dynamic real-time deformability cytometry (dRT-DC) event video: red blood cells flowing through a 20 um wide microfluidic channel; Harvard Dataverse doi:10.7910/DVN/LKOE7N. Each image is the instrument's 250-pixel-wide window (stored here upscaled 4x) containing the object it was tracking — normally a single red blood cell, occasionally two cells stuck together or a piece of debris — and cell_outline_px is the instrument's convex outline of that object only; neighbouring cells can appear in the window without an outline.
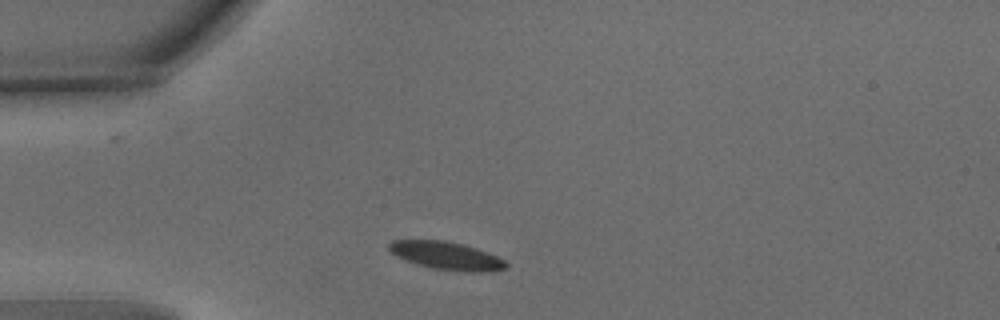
{"species": "common noctule bat (a hibernating species)", "species_latin": "Nyctalus noctula", "temperature_condition": "warm", "stored_images_in_passage": 35, "camera_frame_rate_fps": 3000, "um_per_image_px": 0.085, "animal": {"sex": "male", "body_mass_g": 15.6}, "frame": {"image": 1, "passage_image": 1, "time_ms": 0.0, "image_size_px": [1000, 320], "cell_outline_px": [[508, 268], [488, 272], [464, 272], [432, 268], [416, 264], [404, 260], [396, 256], [388, 248], [388, 244], [392, 240], [444, 240], [476, 248], [496, 256], [504, 260], [508, 264]], "centroid_in_image_um": [37.95, 21.75], "position_along_channel_um": 47.1, "area_um2": 19.07}}
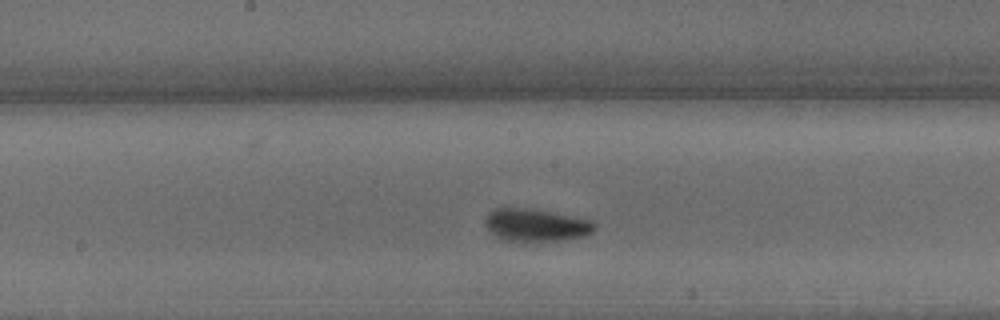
{"frame": {"image": 2, "passage_image": 15, "time_ms": 4.667, "image_size_px": [1000, 320], "cell_outline_px": [[596, 228], [592, 232], [584, 236], [568, 240], [504, 240], [496, 236], [484, 224], [484, 220], [488, 212], [496, 208], [528, 208], [552, 212], [592, 220], [596, 224]], "centroid_in_image_um": [45.57, 19.12], "position_along_channel_um": 202.6, "area_um2": 20.63}}
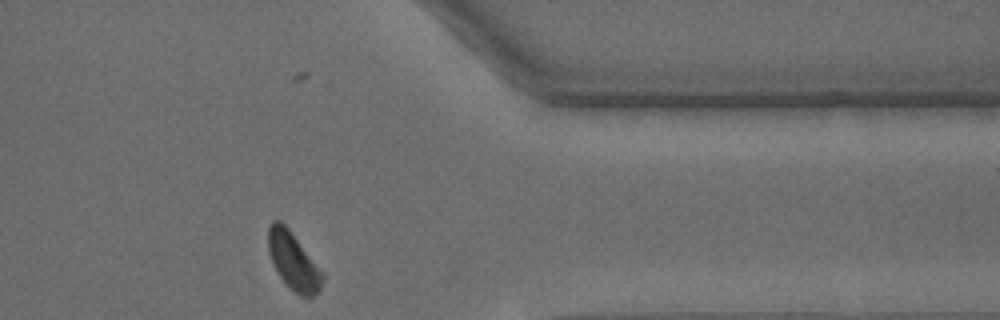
{"frame": {"image": 3, "passage_image": 31, "time_ms": 10.0, "image_size_px": [1000, 320], "cell_outline_px": [[324, 280], [320, 288], [312, 296], [300, 296], [280, 276], [272, 264], [268, 252], [268, 224], [272, 220], [280, 220], [288, 228], [324, 272]], "centroid_in_image_um": [24.93, 22.15], "position_along_channel_um": 386.5, "area_um2": 18.03}, "authors_computed_cell_mechanics": {"area_um2": 19.3052, "velocity_mm_per_s": 3.7079, "shape_relaxation_time_tau1_ms": 1.7245, "shape_relaxation_time_tau2_ms": null, "deformation_change_tau1": 0.102, "deformation_change_tau2": null}}